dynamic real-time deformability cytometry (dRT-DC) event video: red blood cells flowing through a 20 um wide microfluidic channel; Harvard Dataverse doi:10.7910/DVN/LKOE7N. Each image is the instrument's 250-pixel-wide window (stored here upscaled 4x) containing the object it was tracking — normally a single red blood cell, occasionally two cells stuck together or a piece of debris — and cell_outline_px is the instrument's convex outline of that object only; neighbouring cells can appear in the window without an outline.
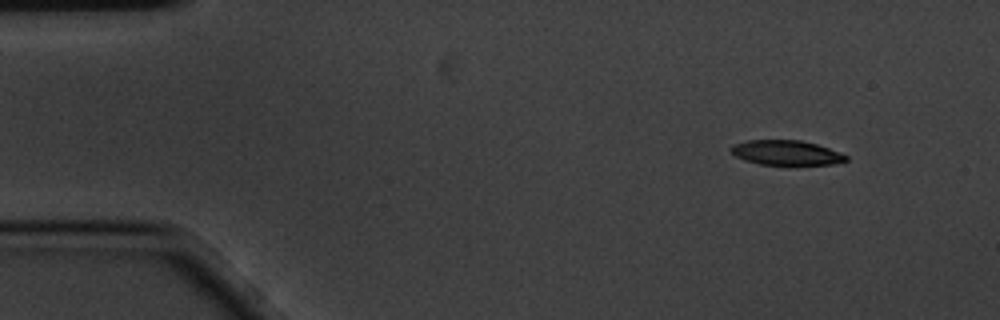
{"species": "common noctule bat (a hibernating species)", "species_latin": "Nyctalus noctula", "temperature_condition": "cold", "stored_images_in_passage": 3, "camera_frame_rate_fps": 3000, "um_per_image_px": 0.085, "animal": {"sex": "male", "body_mass_g": 20.1, "forearm_length_mm": 53.5}, "frame": {"image": 1, "passage_image": 1, "time_ms": 0.0, "image_size_px": [1000, 320], "cell_outline_px": [[848, 160], [832, 164], [760, 164], [744, 160], [736, 156], [728, 148], [732, 144], [748, 140], [800, 140], [816, 144], [840, 152], [848, 156]], "centroid_in_image_um": [66.8, 12.97], "position_along_channel_um": 18.2, "area_um2": 16.47}}
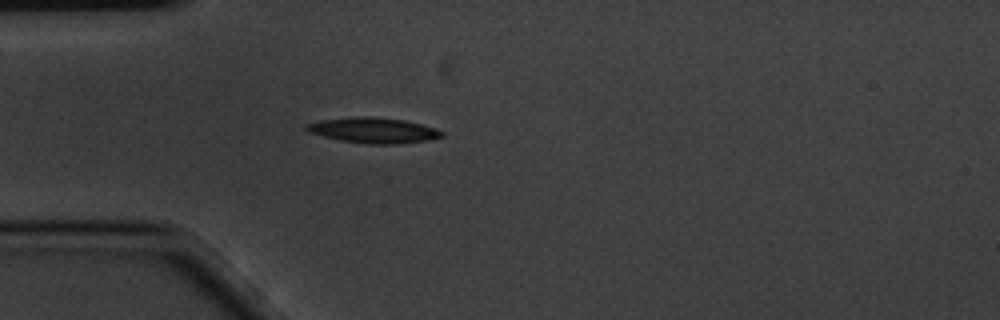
{"frame": {"image": 2, "passage_image": 3, "time_ms": 0.667, "image_size_px": [1000, 320], "cell_outline_px": [[444, 136], [424, 140], [396, 144], [368, 144], [340, 140], [308, 132], [304, 128], [304, 124], [320, 120], [352, 116], [372, 116], [404, 120], [436, 128], [444, 132]], "centroid_in_image_um": [31.69, 11.06], "position_along_channel_um": 53.3, "area_um2": 20.11}}